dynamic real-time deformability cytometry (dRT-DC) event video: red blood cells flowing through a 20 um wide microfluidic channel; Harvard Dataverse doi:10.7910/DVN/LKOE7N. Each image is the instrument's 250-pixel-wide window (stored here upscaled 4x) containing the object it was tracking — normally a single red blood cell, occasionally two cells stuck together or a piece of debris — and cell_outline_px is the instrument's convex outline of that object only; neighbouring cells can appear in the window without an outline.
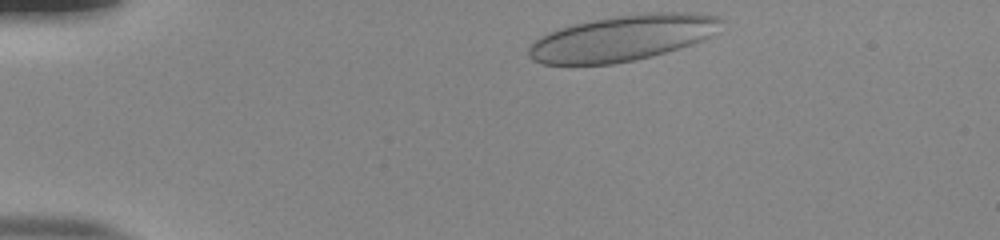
{"species": "human", "species_latin": "Homo sapiens", "temperature_condition": "room temperature", "stored_images_in_passage": 36, "camera_frame_rate_fps": 3000, "um_per_image_px": 0.085, "donor": {"sex": "male"}, "frame": {"image": 1, "passage_image": 1, "time_ms": 0.0, "image_size_px": [1000, 240], "cell_outline_px": [[720, 20], [708, 36], [688, 44], [664, 52], [632, 60], [612, 64], [544, 64], [528, 56], [528, 48], [536, 40], [552, 32], [576, 24], [616, 16], [648, 12], [676, 12], [716, 16]], "centroid_in_image_um": [52.83, 3.24], "position_along_channel_um": 32.2, "area_um2": 49.25}}
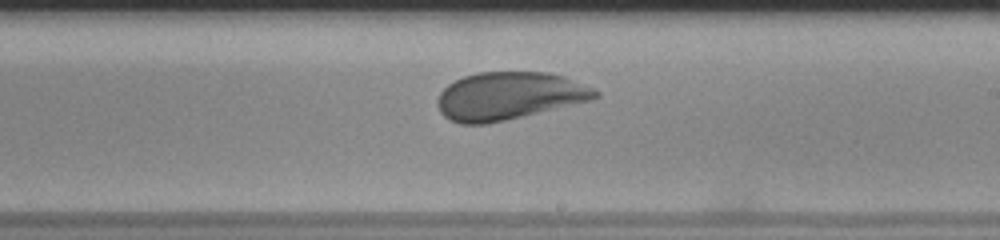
{"frame": {"image": 2, "passage_image": 23, "time_ms": 7.333, "image_size_px": [1000, 240], "cell_outline_px": [[600, 96], [588, 100], [488, 124], [460, 124], [444, 116], [440, 112], [436, 100], [440, 92], [448, 84], [464, 76], [476, 72], [548, 72], [564, 76], [592, 88], [600, 92]], "centroid_in_image_um": [43.21, 8.14], "position_along_channel_um": 245.8, "area_um2": 43.41}}
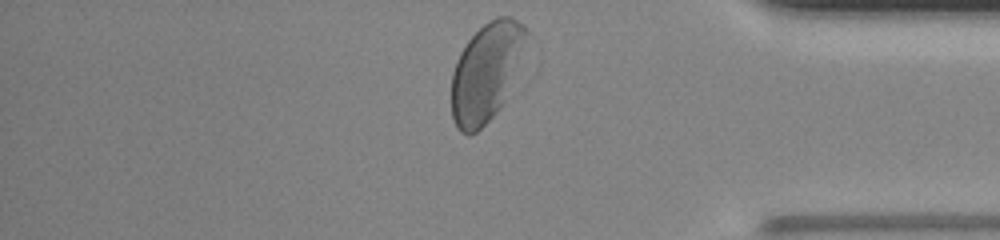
{"frame": {"image": 3, "passage_image": 36, "time_ms": 11.667, "image_size_px": [1000, 240], "cell_outline_px": [[524, 36], [504, 100], [496, 112], [476, 132], [468, 136], [460, 132], [456, 128], [452, 116], [452, 72], [460, 52], [468, 40], [484, 24], [496, 16], [512, 16], [524, 24]], "centroid_in_image_um": [41.22, 6.15], "position_along_channel_um": 394.0, "area_um2": 41.1}, "authors_computed_cell_mechanics": {"area_um2": 43.2344, "velocity_mm_per_s": 3.8182, "shape_relaxation_time_tau1_ms": 6.6187, "shape_relaxation_time_tau2_ms": null, "deformation_change_tau1": 0.1491, "deformation_change_tau2": null}}